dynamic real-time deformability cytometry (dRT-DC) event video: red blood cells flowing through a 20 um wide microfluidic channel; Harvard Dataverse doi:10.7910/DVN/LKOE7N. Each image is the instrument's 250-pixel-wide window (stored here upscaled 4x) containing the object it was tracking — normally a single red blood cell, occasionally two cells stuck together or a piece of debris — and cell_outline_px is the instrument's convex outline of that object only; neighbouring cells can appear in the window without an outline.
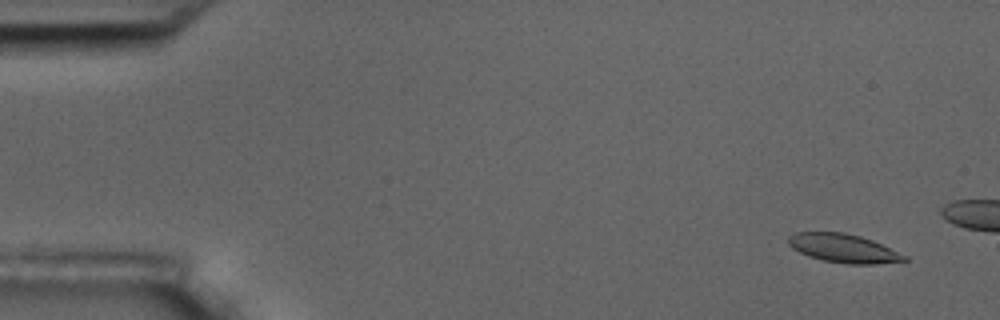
{"species": "common noctule bat (a hibernating species)", "species_latin": "Nyctalus noctula", "temperature_condition": "room temperature", "stored_images_in_passage": 5, "camera_frame_rate_fps": 3000, "um_per_image_px": 0.085, "animal": {"sex": "male", "body_mass_g": 17.5, "forearm_length_mm": 52.3}, "frame": {"image": 1, "passage_image": 1, "time_ms": 0.0, "image_size_px": [1000, 320], "cell_outline_px": [[908, 260], [876, 264], [848, 264], [824, 260], [808, 256], [792, 248], [788, 244], [788, 236], [796, 232], [844, 232], [860, 236], [872, 240], [908, 256]], "centroid_in_image_um": [71.69, 21.1], "position_along_channel_um": 13.3, "area_um2": 19.31}}